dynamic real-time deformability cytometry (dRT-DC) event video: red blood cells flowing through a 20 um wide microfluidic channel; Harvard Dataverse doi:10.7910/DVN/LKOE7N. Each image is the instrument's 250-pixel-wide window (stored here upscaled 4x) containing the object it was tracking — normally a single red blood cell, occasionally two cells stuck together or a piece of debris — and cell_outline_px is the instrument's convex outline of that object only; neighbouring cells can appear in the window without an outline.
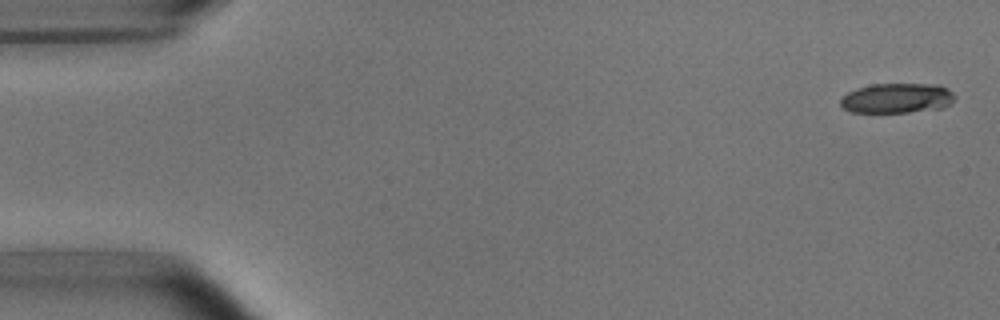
{"species": "common noctule bat (a hibernating species)", "species_latin": "Nyctalus noctula", "temperature_condition": "room temperature", "stored_images_in_passage": 6, "camera_frame_rate_fps": 3000, "um_per_image_px": 0.085, "animal": {"sex": "male", "body_mass_g": 15.6}, "frame": {"image": 1, "passage_image": 1, "time_ms": 0.0, "image_size_px": [1000, 320], "cell_outline_px": [[956, 96], [944, 108], [908, 112], [852, 112], [844, 108], [840, 104], [840, 100], [848, 92], [856, 88], [872, 84], [940, 84], [948, 88]], "centroid_in_image_um": [76.26, 8.33], "position_along_channel_um": 8.7, "area_um2": 19.94}}